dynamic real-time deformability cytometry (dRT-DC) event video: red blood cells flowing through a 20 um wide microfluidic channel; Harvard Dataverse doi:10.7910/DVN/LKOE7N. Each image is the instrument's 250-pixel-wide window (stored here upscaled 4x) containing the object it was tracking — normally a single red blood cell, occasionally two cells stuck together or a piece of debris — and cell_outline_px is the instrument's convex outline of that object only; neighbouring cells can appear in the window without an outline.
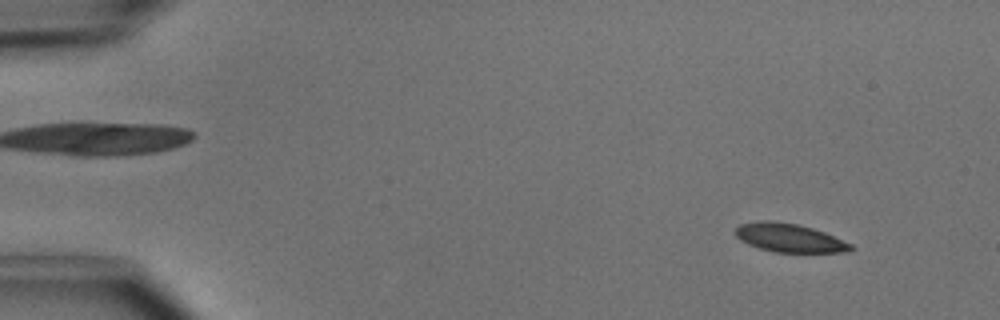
{"species": "common noctule bat (a hibernating species)", "species_latin": "Nyctalus noctula", "temperature_condition": "cold", "stored_images_in_passage": 13, "camera_frame_rate_fps": 3000, "um_per_image_px": 0.085, "animal": {"sex": "male", "body_mass_g": 15.6}, "frame": {"image": 1, "passage_image": 5, "time_ms": 1.333, "image_size_px": [1000, 320], "cell_outline_px": [[856, 248], [848, 252], [772, 252], [748, 244], [740, 240], [732, 232], [740, 224], [760, 220], [772, 220], [796, 224], [812, 228], [824, 232], [852, 244]], "centroid_in_image_um": [67.07, 20.21], "position_along_channel_um": 17.9, "area_um2": 19.31}}